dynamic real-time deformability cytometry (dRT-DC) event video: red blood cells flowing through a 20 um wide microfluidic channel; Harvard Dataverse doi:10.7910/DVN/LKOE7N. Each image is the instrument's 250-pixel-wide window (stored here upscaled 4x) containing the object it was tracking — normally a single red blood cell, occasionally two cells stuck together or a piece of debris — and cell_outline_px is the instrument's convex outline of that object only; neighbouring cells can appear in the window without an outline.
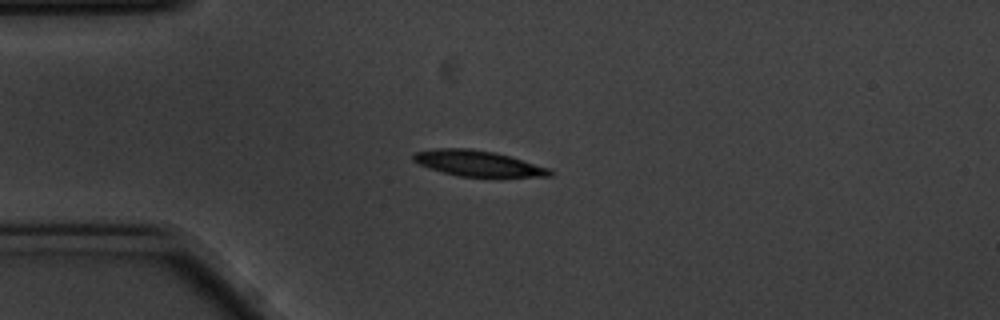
{"species": "common noctule bat (a hibernating species)", "species_latin": "Nyctalus noctula", "temperature_condition": "cold", "stored_images_in_passage": 44, "camera_frame_rate_fps": 3000, "um_per_image_px": 0.085, "animal": {"sex": "male", "body_mass_g": 20.1, "forearm_length_mm": 53.5}, "frame": {"image": 1, "passage_image": 1, "time_ms": 0.0, "image_size_px": [1000, 320], "cell_outline_px": [[556, 172], [552, 176], [500, 180], [460, 176], [428, 168], [416, 164], [412, 160], [412, 156], [416, 152], [436, 148], [472, 148], [496, 152], [552, 168]], "centroid_in_image_um": [40.78, 13.94], "position_along_channel_um": 44.2, "area_um2": 21.91}}
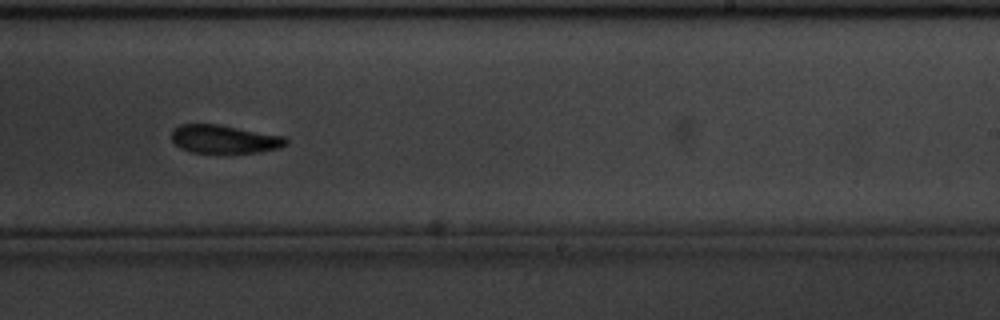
{"frame": {"image": 2, "passage_image": 22, "time_ms": 7.0, "image_size_px": [1000, 320], "cell_outline_px": [[288, 144], [280, 148], [260, 152], [192, 152], [180, 148], [172, 140], [172, 132], [180, 124], [216, 124], [288, 136]], "centroid_in_image_um": [19.14, 11.82], "position_along_channel_um": 269.9, "area_um2": 18.84}}
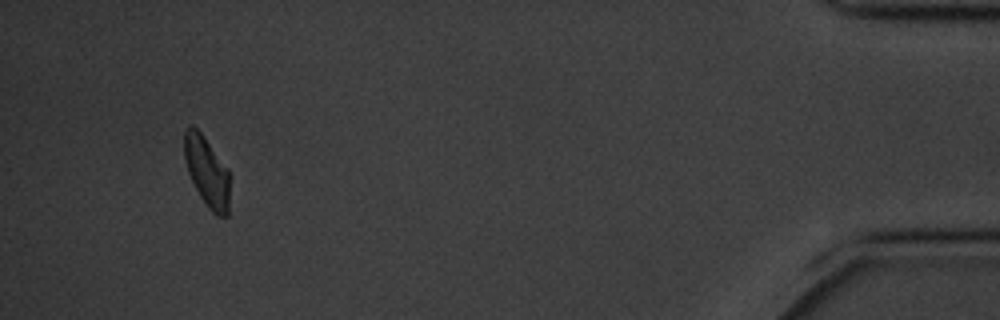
{"frame": {"image": 3, "passage_image": 41, "time_ms": 13.333, "image_size_px": [1000, 320], "cell_outline_px": [[228, 216], [216, 216], [208, 208], [200, 196], [188, 172], [184, 160], [184, 132], [188, 124], [192, 124], [200, 132], [228, 168]], "centroid_in_image_um": [17.56, 14.57], "position_along_channel_um": 417.6, "area_um2": 18.38}, "authors_computed_cell_mechanics": {"area_um2": 19.9699, "velocity_mm_per_s": 3.4689, "shape_relaxation_time_tau1_ms": 2.7098, "shape_relaxation_time_tau2_ms": null, "deformation_change_tau1": 0.1257, "deformation_change_tau2": null}}